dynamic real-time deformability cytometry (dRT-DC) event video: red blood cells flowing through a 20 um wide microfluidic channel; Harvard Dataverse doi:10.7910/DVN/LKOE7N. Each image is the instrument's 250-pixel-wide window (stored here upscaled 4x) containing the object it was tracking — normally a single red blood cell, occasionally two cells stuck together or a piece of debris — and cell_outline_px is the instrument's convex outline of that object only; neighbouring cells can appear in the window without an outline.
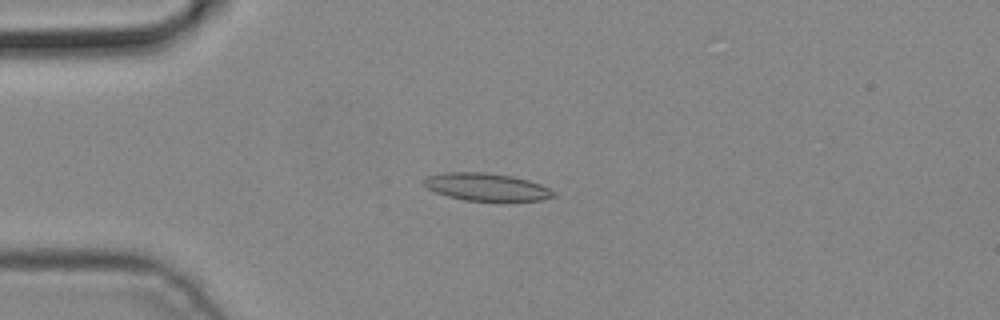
{"species": "common noctule bat (a hibernating species)", "species_latin": "Nyctalus noctula", "temperature_condition": "cold", "stored_images_in_passage": 4, "camera_frame_rate_fps": 3000, "um_per_image_px": 0.085, "animal": {"sex": "male", "body_mass_g": 19.2, "forearm_length_mm": 51.8}, "frame": {"image": 1, "passage_image": 4, "time_ms": 1.0, "image_size_px": [1000, 320], "cell_outline_px": [[556, 196], [544, 200], [464, 200], [448, 196], [436, 192], [428, 188], [424, 184], [424, 180], [428, 176], [444, 172], [484, 172], [512, 176], [528, 180], [540, 184], [556, 192]], "centroid_in_image_um": [41.37, 15.88], "position_along_channel_um": 43.6, "area_um2": 20.58}}